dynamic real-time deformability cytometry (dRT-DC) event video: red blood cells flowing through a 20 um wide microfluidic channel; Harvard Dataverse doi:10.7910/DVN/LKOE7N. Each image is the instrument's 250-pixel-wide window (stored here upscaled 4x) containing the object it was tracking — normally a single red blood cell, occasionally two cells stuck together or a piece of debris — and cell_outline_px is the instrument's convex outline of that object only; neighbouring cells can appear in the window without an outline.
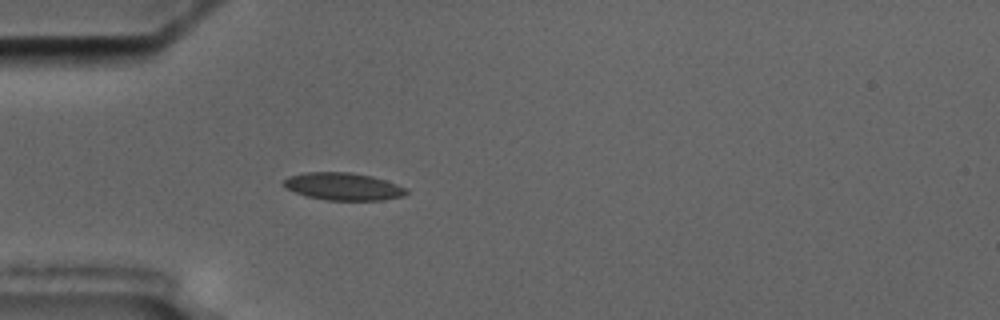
{"species": "common noctule bat (a hibernating species)", "species_latin": "Nyctalus noctula", "temperature_condition": "cold", "stored_images_in_passage": 1, "camera_frame_rate_fps": 3000, "um_per_image_px": 0.085, "animal": {"sex": "male", "body_mass_g": 17.5, "forearm_length_mm": 52.3}, "frame": {"image": 1, "passage_image": 1, "time_ms": 0.0, "image_size_px": [1000, 320], "cell_outline_px": [[408, 192], [404, 196], [384, 200], [328, 200], [308, 196], [284, 188], [280, 184], [288, 176], [304, 172], [352, 172], [372, 176], [408, 188]], "centroid_in_image_um": [29.16, 15.84], "position_along_channel_um": 55.8, "area_um2": 19.77}}